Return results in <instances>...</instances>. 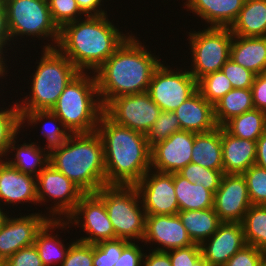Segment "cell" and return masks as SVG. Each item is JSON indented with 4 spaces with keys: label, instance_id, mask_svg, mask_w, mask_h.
Masks as SVG:
<instances>
[{
    "label": "cell",
    "instance_id": "cell-1",
    "mask_svg": "<svg viewBox=\"0 0 266 266\" xmlns=\"http://www.w3.org/2000/svg\"><path fill=\"white\" fill-rule=\"evenodd\" d=\"M132 36L128 33L125 41L93 73L103 107L115 97L147 92L152 75L161 64L159 57Z\"/></svg>",
    "mask_w": 266,
    "mask_h": 266
},
{
    "label": "cell",
    "instance_id": "cell-2",
    "mask_svg": "<svg viewBox=\"0 0 266 266\" xmlns=\"http://www.w3.org/2000/svg\"><path fill=\"white\" fill-rule=\"evenodd\" d=\"M97 132L103 141L106 184L135 186L151 169V147L145 134L116 124L105 113Z\"/></svg>",
    "mask_w": 266,
    "mask_h": 266
},
{
    "label": "cell",
    "instance_id": "cell-3",
    "mask_svg": "<svg viewBox=\"0 0 266 266\" xmlns=\"http://www.w3.org/2000/svg\"><path fill=\"white\" fill-rule=\"evenodd\" d=\"M127 37L108 20L107 14L85 16L60 29L56 48L80 72L92 70L93 74Z\"/></svg>",
    "mask_w": 266,
    "mask_h": 266
},
{
    "label": "cell",
    "instance_id": "cell-4",
    "mask_svg": "<svg viewBox=\"0 0 266 266\" xmlns=\"http://www.w3.org/2000/svg\"><path fill=\"white\" fill-rule=\"evenodd\" d=\"M49 164L84 193H96L107 185L103 141L97 131L70 134L49 151Z\"/></svg>",
    "mask_w": 266,
    "mask_h": 266
},
{
    "label": "cell",
    "instance_id": "cell-5",
    "mask_svg": "<svg viewBox=\"0 0 266 266\" xmlns=\"http://www.w3.org/2000/svg\"><path fill=\"white\" fill-rule=\"evenodd\" d=\"M52 45V46H51ZM43 54L32 75L31 93L18 103L20 114L35 110L50 111L68 83L80 71L53 43L43 46Z\"/></svg>",
    "mask_w": 266,
    "mask_h": 266
},
{
    "label": "cell",
    "instance_id": "cell-6",
    "mask_svg": "<svg viewBox=\"0 0 266 266\" xmlns=\"http://www.w3.org/2000/svg\"><path fill=\"white\" fill-rule=\"evenodd\" d=\"M87 74L80 72L73 78L51 109L70 134L97 131L100 117L104 113L95 74Z\"/></svg>",
    "mask_w": 266,
    "mask_h": 266
},
{
    "label": "cell",
    "instance_id": "cell-7",
    "mask_svg": "<svg viewBox=\"0 0 266 266\" xmlns=\"http://www.w3.org/2000/svg\"><path fill=\"white\" fill-rule=\"evenodd\" d=\"M96 194L105 204L115 231V239L143 242L146 213L137 188L135 186L106 185L100 188ZM135 239L137 240L135 241Z\"/></svg>",
    "mask_w": 266,
    "mask_h": 266
},
{
    "label": "cell",
    "instance_id": "cell-8",
    "mask_svg": "<svg viewBox=\"0 0 266 266\" xmlns=\"http://www.w3.org/2000/svg\"><path fill=\"white\" fill-rule=\"evenodd\" d=\"M10 37L50 38L58 44L60 29L54 23L47 0H3Z\"/></svg>",
    "mask_w": 266,
    "mask_h": 266
},
{
    "label": "cell",
    "instance_id": "cell-9",
    "mask_svg": "<svg viewBox=\"0 0 266 266\" xmlns=\"http://www.w3.org/2000/svg\"><path fill=\"white\" fill-rule=\"evenodd\" d=\"M191 46L190 73L198 81L205 75L221 70L230 58L233 34L229 28L207 27L200 31L189 32Z\"/></svg>",
    "mask_w": 266,
    "mask_h": 266
},
{
    "label": "cell",
    "instance_id": "cell-10",
    "mask_svg": "<svg viewBox=\"0 0 266 266\" xmlns=\"http://www.w3.org/2000/svg\"><path fill=\"white\" fill-rule=\"evenodd\" d=\"M162 63L154 71L147 93L161 111H174L197 91V80L189 70H171Z\"/></svg>",
    "mask_w": 266,
    "mask_h": 266
},
{
    "label": "cell",
    "instance_id": "cell-11",
    "mask_svg": "<svg viewBox=\"0 0 266 266\" xmlns=\"http://www.w3.org/2000/svg\"><path fill=\"white\" fill-rule=\"evenodd\" d=\"M161 112L160 107L145 92L115 97L104 113L116 124L146 134Z\"/></svg>",
    "mask_w": 266,
    "mask_h": 266
},
{
    "label": "cell",
    "instance_id": "cell-12",
    "mask_svg": "<svg viewBox=\"0 0 266 266\" xmlns=\"http://www.w3.org/2000/svg\"><path fill=\"white\" fill-rule=\"evenodd\" d=\"M38 203L54 200V206L49 208L52 215L50 219L65 218L75 210L77 203L84 192L64 174L54 169L48 164L36 177ZM48 196V197H47ZM56 200V201H55ZM55 215V216H54ZM54 216V217H53Z\"/></svg>",
    "mask_w": 266,
    "mask_h": 266
},
{
    "label": "cell",
    "instance_id": "cell-13",
    "mask_svg": "<svg viewBox=\"0 0 266 266\" xmlns=\"http://www.w3.org/2000/svg\"><path fill=\"white\" fill-rule=\"evenodd\" d=\"M66 220L71 225L79 226L82 224L81 227L88 237L76 239L78 241L87 244H97L101 241L115 239V231L108 217L105 204L96 193H84L77 203L75 210Z\"/></svg>",
    "mask_w": 266,
    "mask_h": 266
},
{
    "label": "cell",
    "instance_id": "cell-14",
    "mask_svg": "<svg viewBox=\"0 0 266 266\" xmlns=\"http://www.w3.org/2000/svg\"><path fill=\"white\" fill-rule=\"evenodd\" d=\"M152 173V174H151ZM146 215H176L179 212L173 173L150 169L135 185Z\"/></svg>",
    "mask_w": 266,
    "mask_h": 266
},
{
    "label": "cell",
    "instance_id": "cell-15",
    "mask_svg": "<svg viewBox=\"0 0 266 266\" xmlns=\"http://www.w3.org/2000/svg\"><path fill=\"white\" fill-rule=\"evenodd\" d=\"M251 205L245 177L223 174L213 199V209L220 220L241 223Z\"/></svg>",
    "mask_w": 266,
    "mask_h": 266
},
{
    "label": "cell",
    "instance_id": "cell-16",
    "mask_svg": "<svg viewBox=\"0 0 266 266\" xmlns=\"http://www.w3.org/2000/svg\"><path fill=\"white\" fill-rule=\"evenodd\" d=\"M7 216L0 228V261L3 263L21 248L34 245L36 235L50 219L45 214L31 213L13 218Z\"/></svg>",
    "mask_w": 266,
    "mask_h": 266
},
{
    "label": "cell",
    "instance_id": "cell-17",
    "mask_svg": "<svg viewBox=\"0 0 266 266\" xmlns=\"http://www.w3.org/2000/svg\"><path fill=\"white\" fill-rule=\"evenodd\" d=\"M194 133L179 130L151 147V169L164 173L179 172L191 163Z\"/></svg>",
    "mask_w": 266,
    "mask_h": 266
},
{
    "label": "cell",
    "instance_id": "cell-18",
    "mask_svg": "<svg viewBox=\"0 0 266 266\" xmlns=\"http://www.w3.org/2000/svg\"><path fill=\"white\" fill-rule=\"evenodd\" d=\"M158 243L154 251L167 252L193 245L187 230L176 215H146L145 236L143 242ZM162 246V247H161Z\"/></svg>",
    "mask_w": 266,
    "mask_h": 266
},
{
    "label": "cell",
    "instance_id": "cell-19",
    "mask_svg": "<svg viewBox=\"0 0 266 266\" xmlns=\"http://www.w3.org/2000/svg\"><path fill=\"white\" fill-rule=\"evenodd\" d=\"M244 245L243 226L239 222H222L216 232L201 245L202 256L210 266H224Z\"/></svg>",
    "mask_w": 266,
    "mask_h": 266
},
{
    "label": "cell",
    "instance_id": "cell-20",
    "mask_svg": "<svg viewBox=\"0 0 266 266\" xmlns=\"http://www.w3.org/2000/svg\"><path fill=\"white\" fill-rule=\"evenodd\" d=\"M3 160L0 159V201L12 206L21 202L37 204L36 177L22 173Z\"/></svg>",
    "mask_w": 266,
    "mask_h": 266
},
{
    "label": "cell",
    "instance_id": "cell-21",
    "mask_svg": "<svg viewBox=\"0 0 266 266\" xmlns=\"http://www.w3.org/2000/svg\"><path fill=\"white\" fill-rule=\"evenodd\" d=\"M181 130L193 133H206L217 126L214 119V108L197 90L186 99L176 110Z\"/></svg>",
    "mask_w": 266,
    "mask_h": 266
},
{
    "label": "cell",
    "instance_id": "cell-22",
    "mask_svg": "<svg viewBox=\"0 0 266 266\" xmlns=\"http://www.w3.org/2000/svg\"><path fill=\"white\" fill-rule=\"evenodd\" d=\"M223 174H243L256 160V141L240 139L221 127Z\"/></svg>",
    "mask_w": 266,
    "mask_h": 266
},
{
    "label": "cell",
    "instance_id": "cell-23",
    "mask_svg": "<svg viewBox=\"0 0 266 266\" xmlns=\"http://www.w3.org/2000/svg\"><path fill=\"white\" fill-rule=\"evenodd\" d=\"M245 0H186L185 8L209 23L208 27L230 28Z\"/></svg>",
    "mask_w": 266,
    "mask_h": 266
},
{
    "label": "cell",
    "instance_id": "cell-24",
    "mask_svg": "<svg viewBox=\"0 0 266 266\" xmlns=\"http://www.w3.org/2000/svg\"><path fill=\"white\" fill-rule=\"evenodd\" d=\"M230 58L255 75L266 72V37L233 35Z\"/></svg>",
    "mask_w": 266,
    "mask_h": 266
},
{
    "label": "cell",
    "instance_id": "cell-25",
    "mask_svg": "<svg viewBox=\"0 0 266 266\" xmlns=\"http://www.w3.org/2000/svg\"><path fill=\"white\" fill-rule=\"evenodd\" d=\"M63 219L65 218L49 219L36 235L34 245L44 266H55L56 264L61 266L71 246L69 244L67 248L57 235H52V229L55 231L58 227L61 229L70 224L66 219V222Z\"/></svg>",
    "mask_w": 266,
    "mask_h": 266
},
{
    "label": "cell",
    "instance_id": "cell-26",
    "mask_svg": "<svg viewBox=\"0 0 266 266\" xmlns=\"http://www.w3.org/2000/svg\"><path fill=\"white\" fill-rule=\"evenodd\" d=\"M229 29L233 35L266 37V0H245Z\"/></svg>",
    "mask_w": 266,
    "mask_h": 266
},
{
    "label": "cell",
    "instance_id": "cell-27",
    "mask_svg": "<svg viewBox=\"0 0 266 266\" xmlns=\"http://www.w3.org/2000/svg\"><path fill=\"white\" fill-rule=\"evenodd\" d=\"M191 163L208 169L223 170L221 127L206 133H194Z\"/></svg>",
    "mask_w": 266,
    "mask_h": 266
},
{
    "label": "cell",
    "instance_id": "cell-28",
    "mask_svg": "<svg viewBox=\"0 0 266 266\" xmlns=\"http://www.w3.org/2000/svg\"><path fill=\"white\" fill-rule=\"evenodd\" d=\"M16 140L17 135L11 140L7 150V153H11L16 149L14 159L12 161L11 158L9 161L5 159V161L22 173L37 177L39 173L49 164V150L41 146H37L34 142L23 143L19 146L18 144L16 145Z\"/></svg>",
    "mask_w": 266,
    "mask_h": 266
},
{
    "label": "cell",
    "instance_id": "cell-29",
    "mask_svg": "<svg viewBox=\"0 0 266 266\" xmlns=\"http://www.w3.org/2000/svg\"><path fill=\"white\" fill-rule=\"evenodd\" d=\"M178 216L193 243L199 245L210 238L222 223L213 208L179 211Z\"/></svg>",
    "mask_w": 266,
    "mask_h": 266
},
{
    "label": "cell",
    "instance_id": "cell-30",
    "mask_svg": "<svg viewBox=\"0 0 266 266\" xmlns=\"http://www.w3.org/2000/svg\"><path fill=\"white\" fill-rule=\"evenodd\" d=\"M179 211L213 208L214 194L201 184L191 183L178 172L173 173Z\"/></svg>",
    "mask_w": 266,
    "mask_h": 266
},
{
    "label": "cell",
    "instance_id": "cell-31",
    "mask_svg": "<svg viewBox=\"0 0 266 266\" xmlns=\"http://www.w3.org/2000/svg\"><path fill=\"white\" fill-rule=\"evenodd\" d=\"M213 108L215 122L222 127L231 118L255 108L251 88H233Z\"/></svg>",
    "mask_w": 266,
    "mask_h": 266
},
{
    "label": "cell",
    "instance_id": "cell-32",
    "mask_svg": "<svg viewBox=\"0 0 266 266\" xmlns=\"http://www.w3.org/2000/svg\"><path fill=\"white\" fill-rule=\"evenodd\" d=\"M47 120L48 122H44L43 126H41V133L47 140L45 149H49L50 151L62 145L70 136V132L65 129L63 122L51 110H35L27 112L26 114H20V127H23L25 122H27L28 125L34 124L33 126H35L36 124L38 125L39 121Z\"/></svg>",
    "mask_w": 266,
    "mask_h": 266
},
{
    "label": "cell",
    "instance_id": "cell-33",
    "mask_svg": "<svg viewBox=\"0 0 266 266\" xmlns=\"http://www.w3.org/2000/svg\"><path fill=\"white\" fill-rule=\"evenodd\" d=\"M222 127L234 137L256 141L266 131V113L253 108L231 118Z\"/></svg>",
    "mask_w": 266,
    "mask_h": 266
},
{
    "label": "cell",
    "instance_id": "cell-34",
    "mask_svg": "<svg viewBox=\"0 0 266 266\" xmlns=\"http://www.w3.org/2000/svg\"><path fill=\"white\" fill-rule=\"evenodd\" d=\"M241 224L246 244L266 251V205H251Z\"/></svg>",
    "mask_w": 266,
    "mask_h": 266
},
{
    "label": "cell",
    "instance_id": "cell-35",
    "mask_svg": "<svg viewBox=\"0 0 266 266\" xmlns=\"http://www.w3.org/2000/svg\"><path fill=\"white\" fill-rule=\"evenodd\" d=\"M232 89L230 80L222 70L209 73L197 81V90L212 105Z\"/></svg>",
    "mask_w": 266,
    "mask_h": 266
},
{
    "label": "cell",
    "instance_id": "cell-36",
    "mask_svg": "<svg viewBox=\"0 0 266 266\" xmlns=\"http://www.w3.org/2000/svg\"><path fill=\"white\" fill-rule=\"evenodd\" d=\"M20 113L18 103L9 108H0V159L7 156L11 140L20 133Z\"/></svg>",
    "mask_w": 266,
    "mask_h": 266
},
{
    "label": "cell",
    "instance_id": "cell-37",
    "mask_svg": "<svg viewBox=\"0 0 266 266\" xmlns=\"http://www.w3.org/2000/svg\"><path fill=\"white\" fill-rule=\"evenodd\" d=\"M178 173L191 183L203 185L213 194L218 190L223 176V170L208 169L194 163H189Z\"/></svg>",
    "mask_w": 266,
    "mask_h": 266
},
{
    "label": "cell",
    "instance_id": "cell-38",
    "mask_svg": "<svg viewBox=\"0 0 266 266\" xmlns=\"http://www.w3.org/2000/svg\"><path fill=\"white\" fill-rule=\"evenodd\" d=\"M179 130H181V127L174 111H161L159 117L145 134L146 141L152 147Z\"/></svg>",
    "mask_w": 266,
    "mask_h": 266
},
{
    "label": "cell",
    "instance_id": "cell-39",
    "mask_svg": "<svg viewBox=\"0 0 266 266\" xmlns=\"http://www.w3.org/2000/svg\"><path fill=\"white\" fill-rule=\"evenodd\" d=\"M129 243L127 240L116 238L93 244V266H114Z\"/></svg>",
    "mask_w": 266,
    "mask_h": 266
},
{
    "label": "cell",
    "instance_id": "cell-40",
    "mask_svg": "<svg viewBox=\"0 0 266 266\" xmlns=\"http://www.w3.org/2000/svg\"><path fill=\"white\" fill-rule=\"evenodd\" d=\"M247 183L252 205H266V169L256 164L242 174Z\"/></svg>",
    "mask_w": 266,
    "mask_h": 266
},
{
    "label": "cell",
    "instance_id": "cell-41",
    "mask_svg": "<svg viewBox=\"0 0 266 266\" xmlns=\"http://www.w3.org/2000/svg\"><path fill=\"white\" fill-rule=\"evenodd\" d=\"M52 19L59 29L64 25L74 22L84 15L76 0H47Z\"/></svg>",
    "mask_w": 266,
    "mask_h": 266
},
{
    "label": "cell",
    "instance_id": "cell-42",
    "mask_svg": "<svg viewBox=\"0 0 266 266\" xmlns=\"http://www.w3.org/2000/svg\"><path fill=\"white\" fill-rule=\"evenodd\" d=\"M70 244L71 246L61 266H93V244L78 240Z\"/></svg>",
    "mask_w": 266,
    "mask_h": 266
},
{
    "label": "cell",
    "instance_id": "cell-43",
    "mask_svg": "<svg viewBox=\"0 0 266 266\" xmlns=\"http://www.w3.org/2000/svg\"><path fill=\"white\" fill-rule=\"evenodd\" d=\"M221 70L230 80L233 88H251L256 76L253 72L235 63L231 58L226 61Z\"/></svg>",
    "mask_w": 266,
    "mask_h": 266
},
{
    "label": "cell",
    "instance_id": "cell-44",
    "mask_svg": "<svg viewBox=\"0 0 266 266\" xmlns=\"http://www.w3.org/2000/svg\"><path fill=\"white\" fill-rule=\"evenodd\" d=\"M264 251L246 244L224 266H263Z\"/></svg>",
    "mask_w": 266,
    "mask_h": 266
},
{
    "label": "cell",
    "instance_id": "cell-45",
    "mask_svg": "<svg viewBox=\"0 0 266 266\" xmlns=\"http://www.w3.org/2000/svg\"><path fill=\"white\" fill-rule=\"evenodd\" d=\"M3 266H44L35 245L21 248L3 262Z\"/></svg>",
    "mask_w": 266,
    "mask_h": 266
},
{
    "label": "cell",
    "instance_id": "cell-46",
    "mask_svg": "<svg viewBox=\"0 0 266 266\" xmlns=\"http://www.w3.org/2000/svg\"><path fill=\"white\" fill-rule=\"evenodd\" d=\"M166 253L169 255L172 266H191L202 255L200 245L195 243Z\"/></svg>",
    "mask_w": 266,
    "mask_h": 266
},
{
    "label": "cell",
    "instance_id": "cell-47",
    "mask_svg": "<svg viewBox=\"0 0 266 266\" xmlns=\"http://www.w3.org/2000/svg\"><path fill=\"white\" fill-rule=\"evenodd\" d=\"M135 242H130L121 253L114 266H142L144 252Z\"/></svg>",
    "mask_w": 266,
    "mask_h": 266
},
{
    "label": "cell",
    "instance_id": "cell-48",
    "mask_svg": "<svg viewBox=\"0 0 266 266\" xmlns=\"http://www.w3.org/2000/svg\"><path fill=\"white\" fill-rule=\"evenodd\" d=\"M251 91L254 107L266 113V72L255 76Z\"/></svg>",
    "mask_w": 266,
    "mask_h": 266
},
{
    "label": "cell",
    "instance_id": "cell-49",
    "mask_svg": "<svg viewBox=\"0 0 266 266\" xmlns=\"http://www.w3.org/2000/svg\"><path fill=\"white\" fill-rule=\"evenodd\" d=\"M11 40L9 30H8V24H7V16H6V9L3 3V0H0V60L2 62H5L4 59V47L6 49L7 45Z\"/></svg>",
    "mask_w": 266,
    "mask_h": 266
},
{
    "label": "cell",
    "instance_id": "cell-50",
    "mask_svg": "<svg viewBox=\"0 0 266 266\" xmlns=\"http://www.w3.org/2000/svg\"><path fill=\"white\" fill-rule=\"evenodd\" d=\"M102 1L103 0H76L77 5L84 16L106 15L107 11L105 12L100 8V6L103 5L101 4Z\"/></svg>",
    "mask_w": 266,
    "mask_h": 266
},
{
    "label": "cell",
    "instance_id": "cell-51",
    "mask_svg": "<svg viewBox=\"0 0 266 266\" xmlns=\"http://www.w3.org/2000/svg\"><path fill=\"white\" fill-rule=\"evenodd\" d=\"M150 252L148 255L144 253L142 266H172L169 255L166 252L154 250Z\"/></svg>",
    "mask_w": 266,
    "mask_h": 266
},
{
    "label": "cell",
    "instance_id": "cell-52",
    "mask_svg": "<svg viewBox=\"0 0 266 266\" xmlns=\"http://www.w3.org/2000/svg\"><path fill=\"white\" fill-rule=\"evenodd\" d=\"M255 164L266 169V131L256 140Z\"/></svg>",
    "mask_w": 266,
    "mask_h": 266
},
{
    "label": "cell",
    "instance_id": "cell-53",
    "mask_svg": "<svg viewBox=\"0 0 266 266\" xmlns=\"http://www.w3.org/2000/svg\"><path fill=\"white\" fill-rule=\"evenodd\" d=\"M191 266H210V265L201 255Z\"/></svg>",
    "mask_w": 266,
    "mask_h": 266
},
{
    "label": "cell",
    "instance_id": "cell-54",
    "mask_svg": "<svg viewBox=\"0 0 266 266\" xmlns=\"http://www.w3.org/2000/svg\"><path fill=\"white\" fill-rule=\"evenodd\" d=\"M6 67H7V65L5 64V62H2L0 64V77H1V79H3L2 76L4 77L6 75V72H7V69H8V67L7 68Z\"/></svg>",
    "mask_w": 266,
    "mask_h": 266
},
{
    "label": "cell",
    "instance_id": "cell-55",
    "mask_svg": "<svg viewBox=\"0 0 266 266\" xmlns=\"http://www.w3.org/2000/svg\"><path fill=\"white\" fill-rule=\"evenodd\" d=\"M0 206H1V203H0ZM7 216H8L7 213L3 212V208L1 209L0 207V228L2 227Z\"/></svg>",
    "mask_w": 266,
    "mask_h": 266
},
{
    "label": "cell",
    "instance_id": "cell-56",
    "mask_svg": "<svg viewBox=\"0 0 266 266\" xmlns=\"http://www.w3.org/2000/svg\"><path fill=\"white\" fill-rule=\"evenodd\" d=\"M263 266H266V251H264V263Z\"/></svg>",
    "mask_w": 266,
    "mask_h": 266
}]
</instances>
